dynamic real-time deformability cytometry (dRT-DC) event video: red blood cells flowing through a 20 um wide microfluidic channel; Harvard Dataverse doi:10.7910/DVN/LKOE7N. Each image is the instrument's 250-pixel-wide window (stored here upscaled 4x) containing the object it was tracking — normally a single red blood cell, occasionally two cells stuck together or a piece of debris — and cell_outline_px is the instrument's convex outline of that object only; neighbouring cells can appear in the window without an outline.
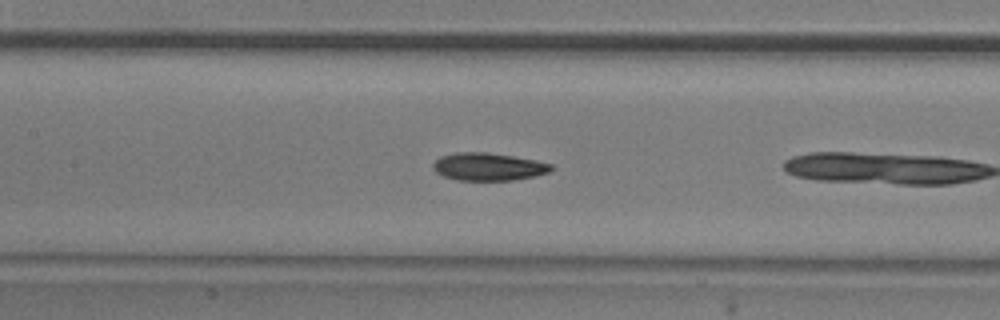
{"species": "common noctule bat (a hibernating species)", "species_latin": "Nyctalus noctula", "temperature_condition": "room temperature", "stored_images_in_passage": 10, "camera_frame_rate_fps": 3000, "um_per_image_px": 0.085, "animal": {"sex": "male", "body_mass_g": 20.5, "forearm_length_mm": 52.5}, "frame": {"image": 1, "passage_image": 9, "time_ms": 2.667, "image_size_px": [1000, 320], "cell_outline_px": [[556, 168], [552, 172], [536, 176], [512, 180], [456, 180], [444, 176], [436, 172], [432, 168], [432, 164], [440, 156], [456, 152], [488, 152], [536, 160], [552, 164]], "centroid_in_image_um": [41.55, 14.17], "position_along_channel_um": 165.9, "area_um2": 19.31}}